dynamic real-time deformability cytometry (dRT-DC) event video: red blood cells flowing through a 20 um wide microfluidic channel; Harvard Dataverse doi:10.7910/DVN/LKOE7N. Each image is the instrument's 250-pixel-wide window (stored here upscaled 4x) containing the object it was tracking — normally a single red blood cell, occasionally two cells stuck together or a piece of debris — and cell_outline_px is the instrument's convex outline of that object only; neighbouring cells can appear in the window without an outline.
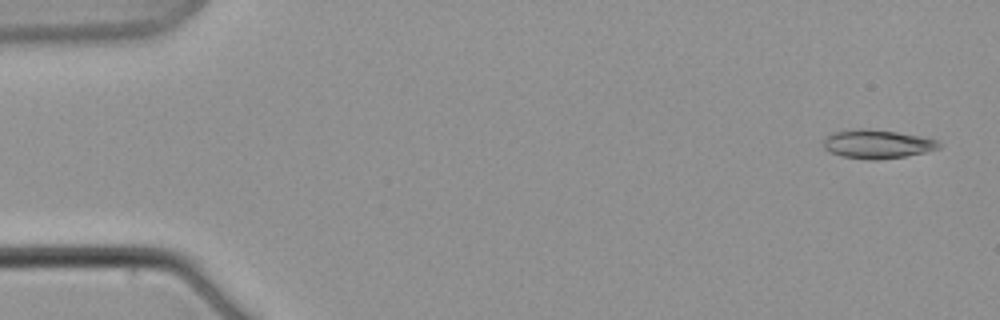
{"species": "common noctule bat (a hibernating species)", "species_latin": "Nyctalus noctula", "temperature_condition": "warm", "stored_images_in_passage": 10, "camera_frame_rate_fps": 3000, "um_per_image_px": 0.085, "animal": {"sex": "male", "body_mass_g": 21.5, "forearm_length_mm": 52.0}, "frame": {"image": 1, "passage_image": 1, "time_ms": 0.0, "image_size_px": [1000, 320], "cell_outline_px": [[940, 148], [924, 152], [904, 156], [880, 160], [872, 160], [844, 156], [828, 152], [824, 148], [824, 136], [828, 132], [860, 128], [868, 128], [896, 132], [920, 136], [936, 140], [940, 144]], "centroid_in_image_um": [74.49, 12.23], "position_along_channel_um": 10.5, "area_um2": 19.42}}
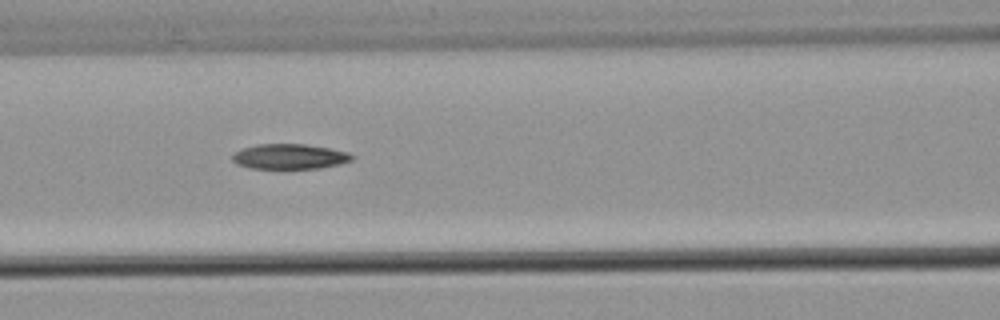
{"frame": {"image": 2, "passage_image": 9, "time_ms": 9.667, "image_size_px": [1000, 320], "cell_outline_px": [[356, 156], [352, 160], [340, 164], [320, 168], [248, 168], [236, 164], [232, 160], [232, 156], [236, 152], [244, 148], [256, 144], [304, 144], [328, 148], [348, 152]], "centroid_in_image_um": [24.63, 13.31], "position_along_channel_um": 142.0, "area_um2": 17.46}}